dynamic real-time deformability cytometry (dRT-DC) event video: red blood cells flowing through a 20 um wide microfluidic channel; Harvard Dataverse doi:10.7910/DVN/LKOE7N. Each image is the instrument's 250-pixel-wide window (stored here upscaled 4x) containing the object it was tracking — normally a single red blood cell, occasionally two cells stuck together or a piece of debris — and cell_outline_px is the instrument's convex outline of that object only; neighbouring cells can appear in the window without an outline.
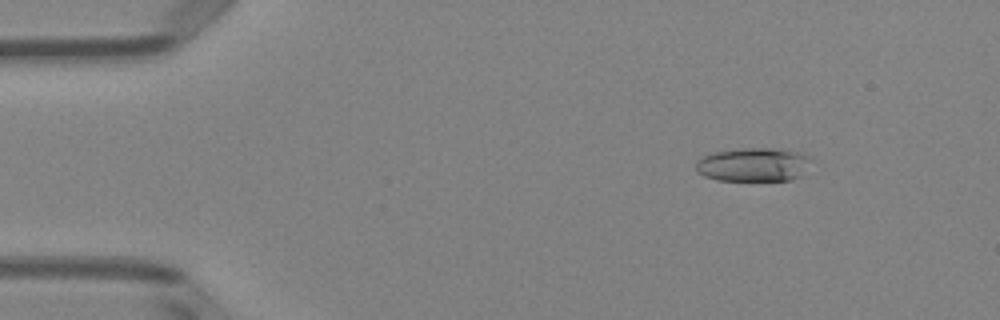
{"species": "Egyptian fruit bat (a non-hibernating species)", "species_latin": "Rousettus aegyptiacus", "temperature_condition": "room temperature", "stored_images_in_passage": 51, "camera_frame_rate_fps": 3000, "um_per_image_px": 0.085, "animal": {"sex": "female"}, "frame": {"image": 1, "passage_image": 7, "time_ms": 2.0, "image_size_px": [1000, 320], "cell_outline_px": [[812, 160], [800, 176], [792, 180], [716, 180], [704, 176], [696, 172], [696, 160], [712, 152], [740, 148], [772, 148], [804, 152]], "centroid_in_image_um": [64.03, 13.98], "position_along_channel_um": 21.0, "area_um2": 22.89}}
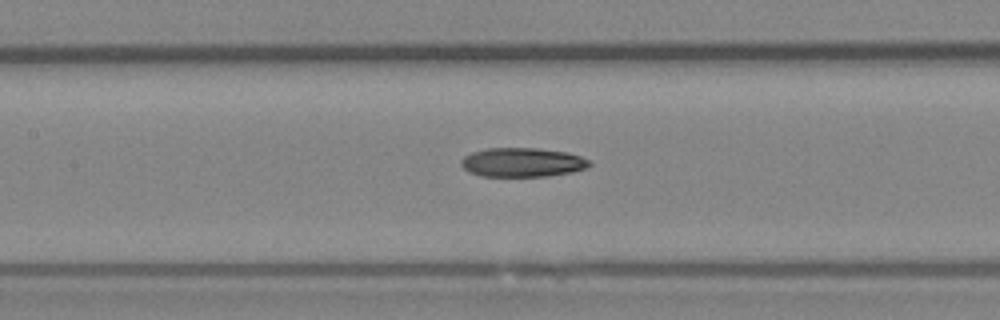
{"frame": {"image": 2, "passage_image": 24, "time_ms": 7.667, "image_size_px": [1000, 320], "cell_outline_px": [[592, 164], [588, 168], [572, 172], [548, 176], [480, 176], [468, 172], [460, 164], [460, 160], [464, 156], [472, 152], [488, 148], [536, 148], [564, 152], [580, 156], [592, 160]], "centroid_in_image_um": [44.41, 13.8], "position_along_channel_um": 163.0, "area_um2": 21.91}}
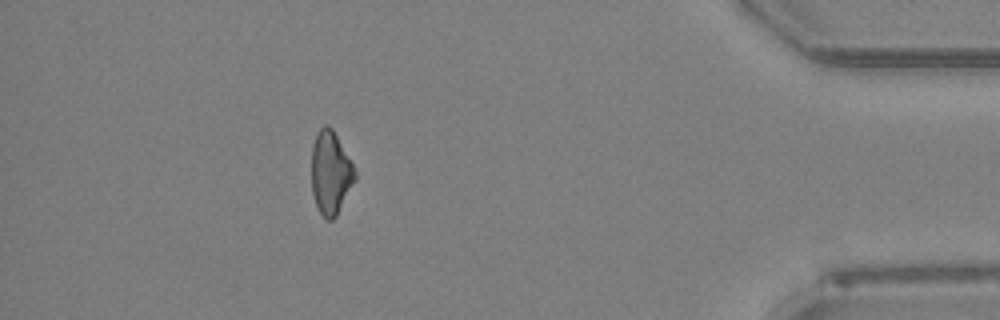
{"frame": {"image": 3, "passage_image": 46, "time_ms": 15.0, "image_size_px": [1000, 320], "cell_outline_px": [[356, 180], [336, 216], [332, 220], [328, 220], [320, 212], [316, 204], [312, 192], [312, 144], [316, 132], [324, 124], [328, 124], [332, 128], [352, 164], [356, 172]], "centroid_in_image_um": [28.09, 14.67], "position_along_channel_um": 407.1, "area_um2": 20.92}, "authors_computed_cell_mechanics": {"area_um2": 22.1952, "velocity_mm_per_s": 4.0139, "shape_relaxation_time_tau1_ms": 5.2353, "shape_relaxation_time_tau2_ms": null, "deformation_change_tau1": 0.1695, "deformation_change_tau2": null}}